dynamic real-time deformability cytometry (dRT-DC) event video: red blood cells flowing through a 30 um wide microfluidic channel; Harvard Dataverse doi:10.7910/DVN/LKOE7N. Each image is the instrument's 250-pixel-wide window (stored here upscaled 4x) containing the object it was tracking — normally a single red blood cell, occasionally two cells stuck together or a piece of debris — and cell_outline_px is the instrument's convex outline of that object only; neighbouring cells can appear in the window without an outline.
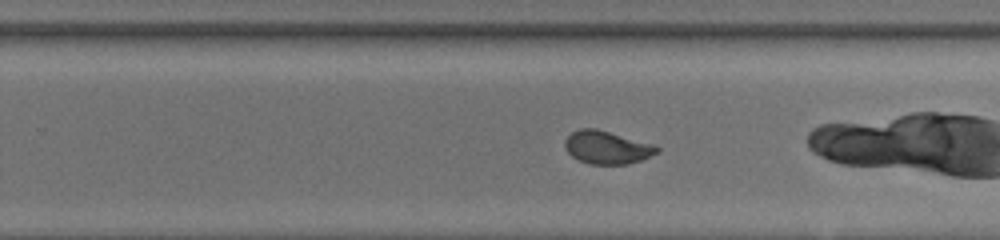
{"species": "common noctule bat (a hibernating species)", "species_latin": "Nyctalus noctula", "temperature_condition": "room temperature", "stored_images_in_passage": 40, "camera_frame_rate_fps": 3000, "um_per_image_px": 0.085, "animal": {"sex": "female", "body_mass_g": 20.0, "forearm_length_mm": 54.0}, "frame": {"image": 1, "passage_image": 24, "time_ms": 7.667, "image_size_px": [1000, 240], "cell_outline_px": [[660, 152], [640, 160], [628, 164], [588, 164], [572, 156], [564, 148], [564, 140], [572, 132], [580, 128], [596, 128], [656, 144], [660, 148]], "centroid_in_image_um": [51.61, 12.52], "position_along_channel_um": 278.2, "area_um2": 17.92}}
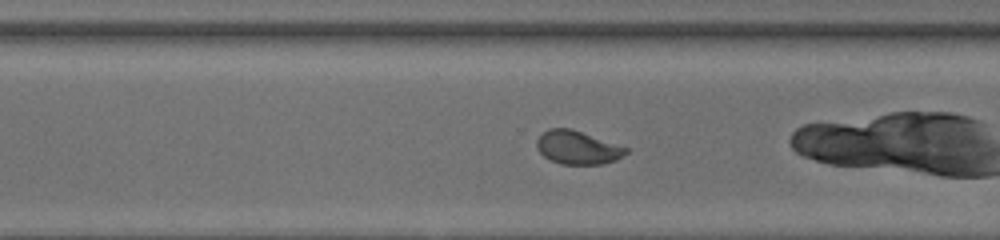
{"frame": {"image": 2, "passage_image": 27, "time_ms": 8.667, "image_size_px": [1000, 240], "cell_outline_px": [[628, 152], [616, 160], [604, 164], [560, 164], [544, 156], [536, 148], [536, 140], [548, 128], [572, 128], [628, 148]], "centroid_in_image_um": [49.09, 12.54], "position_along_channel_um": 321.5, "area_um2": 17.34}, "authors_computed_cell_mechanics": {"area_um2": 18.496, "velocity_mm_per_s": 4.326, "shape_relaxation_time_tau1_ms": 5.1971, "shape_relaxation_time_tau2_ms": null, "deformation_change_tau1": 0.1562, "deformation_change_tau2": null}}